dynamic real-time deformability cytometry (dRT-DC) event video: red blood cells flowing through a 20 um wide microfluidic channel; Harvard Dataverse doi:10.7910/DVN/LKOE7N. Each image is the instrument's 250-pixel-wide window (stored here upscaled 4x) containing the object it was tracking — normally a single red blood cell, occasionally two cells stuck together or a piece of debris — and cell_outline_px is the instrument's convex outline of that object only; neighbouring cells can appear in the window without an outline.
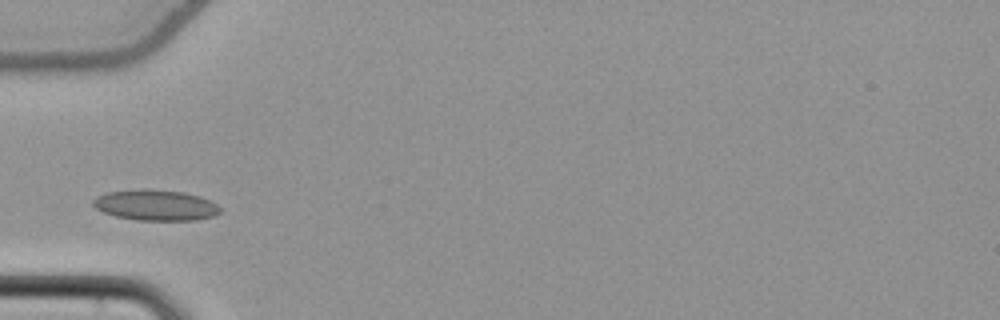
{"species": "common noctule bat (a hibernating species)", "species_latin": "Nyctalus noctula", "temperature_condition": "cold", "stored_images_in_passage": 37, "camera_frame_rate_fps": 3000, "um_per_image_px": 0.085, "animal": {"sex": "female", "body_mass_g": 22.7, "forearm_length_mm": 54.2}, "frame": {"image": 1, "passage_image": 1, "time_ms": 0.0, "image_size_px": [1000, 320], "cell_outline_px": [[220, 212], [212, 216], [196, 220], [136, 220], [116, 216], [104, 212], [96, 208], [92, 204], [92, 200], [96, 196], [108, 192], [140, 188], [144, 188], [184, 192], [200, 196], [216, 204], [220, 208]], "centroid_in_image_um": [13.2, 17.42], "position_along_channel_um": 71.8, "area_um2": 22.77}}
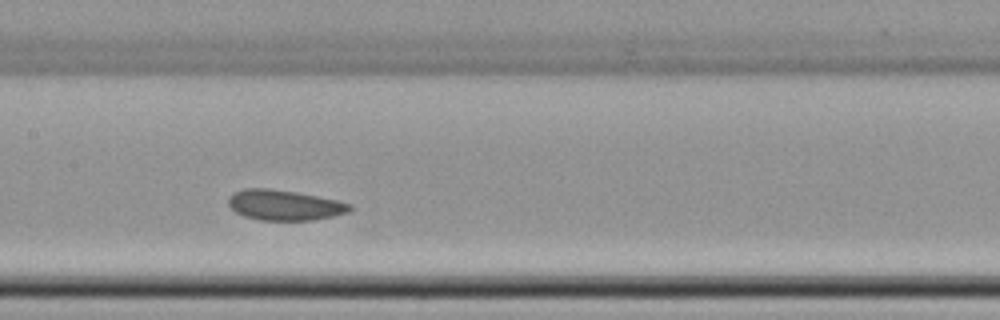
{"frame": {"image": 2, "passage_image": 10, "time_ms": 3.0, "image_size_px": [1000, 320], "cell_outline_px": [[352, 208], [348, 212], [332, 216], [312, 220], [260, 220], [244, 216], [236, 212], [228, 204], [228, 196], [232, 192], [244, 188], [268, 188], [296, 192], [336, 200], [352, 204]], "centroid_in_image_um": [24.13, 17.42], "position_along_channel_um": 183.3, "area_um2": 21.44}}
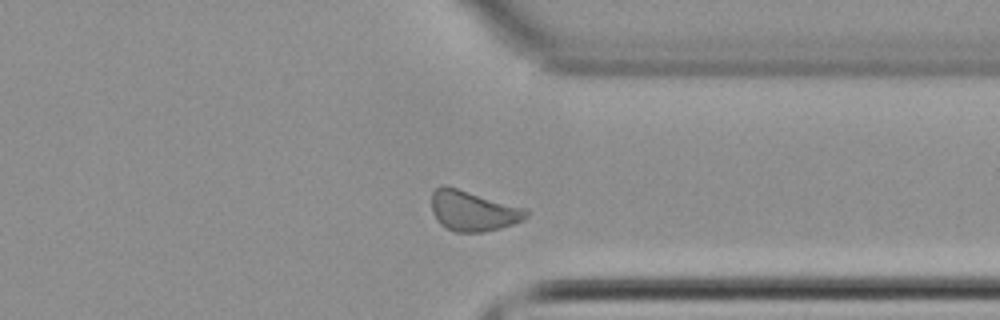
{"frame": {"image": 3, "passage_image": 25, "time_ms": 8.0, "image_size_px": [1000, 320], "cell_outline_px": [[532, 212], [524, 220], [500, 228], [480, 232], [456, 232], [444, 228], [436, 220], [432, 212], [432, 192], [440, 184], [444, 184], [528, 208]], "centroid_in_image_um": [40.23, 17.91], "position_along_channel_um": 371.2, "area_um2": 22.72}, "authors_computed_cell_mechanics": {"area_um2": 21.6172, "velocity_mm_per_s": 3.7567, "shape_relaxation_time_tau1_ms": null, "shape_relaxation_time_tau2_ms": 3.0242, "deformation_change_tau1": null, "deformation_change_tau2": 0.0598}}